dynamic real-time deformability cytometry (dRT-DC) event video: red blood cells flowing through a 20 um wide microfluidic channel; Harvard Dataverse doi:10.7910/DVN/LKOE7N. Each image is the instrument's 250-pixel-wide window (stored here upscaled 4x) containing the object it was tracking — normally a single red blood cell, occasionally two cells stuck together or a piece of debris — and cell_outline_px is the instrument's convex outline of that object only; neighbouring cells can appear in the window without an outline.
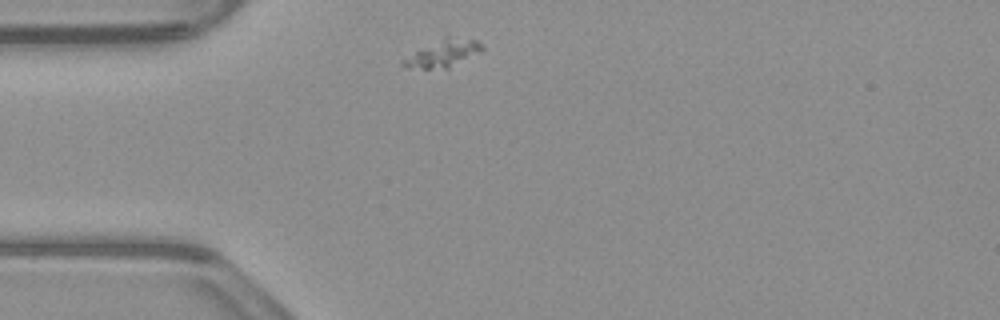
{"species": "common noctule bat (a hibernating species)", "species_latin": "Nyctalus noctula", "temperature_condition": "warm", "stored_images_in_passage": 35, "camera_frame_rate_fps": 3000, "um_per_image_px": 0.085, "animal": {"sex": "male", "body_mass_g": 23.1, "forearm_length_mm": 52.7}, "frame": {"image": 1, "passage_image": 1, "time_ms": 0.0, "image_size_px": [1000, 320], "cell_outline_px": [[484, 48], [480, 52], [448, 68], [408, 68], [400, 64], [400, 60], [444, 36], [448, 36], [476, 40], [484, 44]], "centroid_in_image_um": [37.67, 4.53], "position_along_channel_um": 47.3, "area_um2": 12.37}}
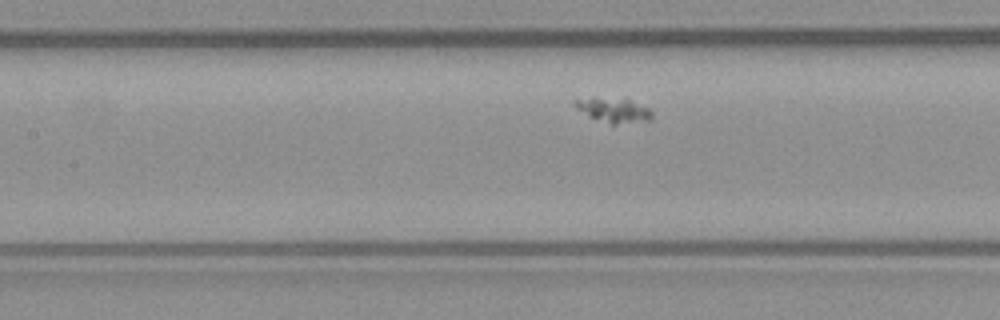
{"frame": {"image": 2, "passage_image": 11, "time_ms": 3.333, "image_size_px": [1000, 320], "cell_outline_px": [[652, 120], [616, 124], [612, 124], [592, 116], [576, 108], [572, 104], [572, 100], [592, 96], [624, 96], [648, 108], [652, 112]], "centroid_in_image_um": [52.15, 9.28], "position_along_channel_um": 155.2, "area_um2": 11.44}}
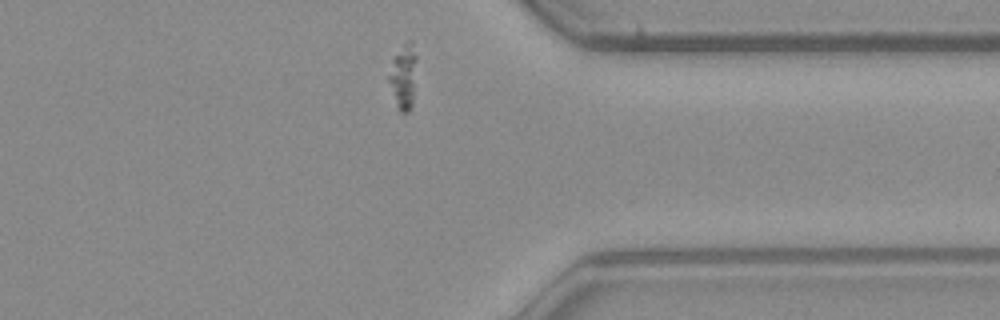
{"frame": {"image": 3, "passage_image": 30, "time_ms": 9.667, "image_size_px": [1000, 320], "cell_outline_px": [[416, 60], [412, 108], [408, 112], [400, 112], [396, 108], [388, 80], [388, 76], [392, 60], [404, 44], [412, 40], [416, 56]], "centroid_in_image_um": [34.28, 6.57], "position_along_channel_um": 377.1, "area_um2": 10.4}}